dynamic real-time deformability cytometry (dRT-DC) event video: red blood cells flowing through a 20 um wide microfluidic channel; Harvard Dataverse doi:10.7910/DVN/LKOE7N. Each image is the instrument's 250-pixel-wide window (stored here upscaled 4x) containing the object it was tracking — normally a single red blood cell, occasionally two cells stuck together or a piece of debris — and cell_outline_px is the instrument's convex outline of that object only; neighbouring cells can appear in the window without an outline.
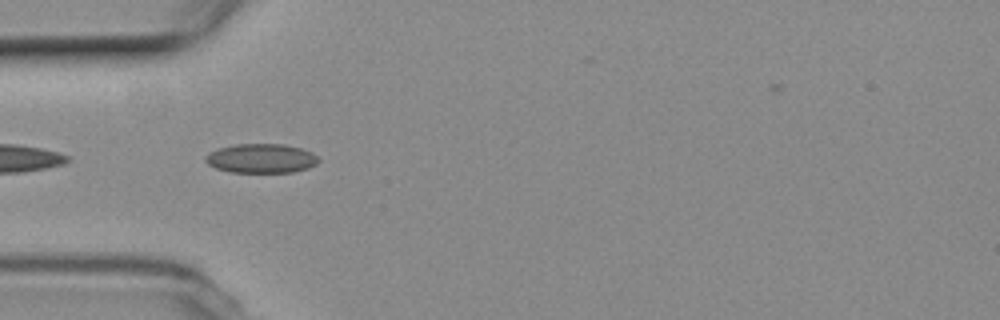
{"species": "common noctule bat (a hibernating species)", "species_latin": "Nyctalus noctula", "temperature_condition": "room temperature", "stored_images_in_passage": 18, "camera_frame_rate_fps": 3000, "um_per_image_px": 0.085, "animal": {"sex": "female", "body_mass_g": 19.3, "forearm_length_mm": 54.1}, "frame": {"image": 1, "passage_image": 12, "time_ms": 3.667, "image_size_px": [1000, 320], "cell_outline_px": [[320, 160], [316, 164], [308, 168], [292, 172], [232, 172], [216, 168], [208, 164], [204, 160], [204, 156], [220, 148], [236, 144], [284, 144], [300, 148], [312, 152]], "centroid_in_image_um": [22.21, 13.46], "position_along_channel_um": 62.8, "area_um2": 19.13}}
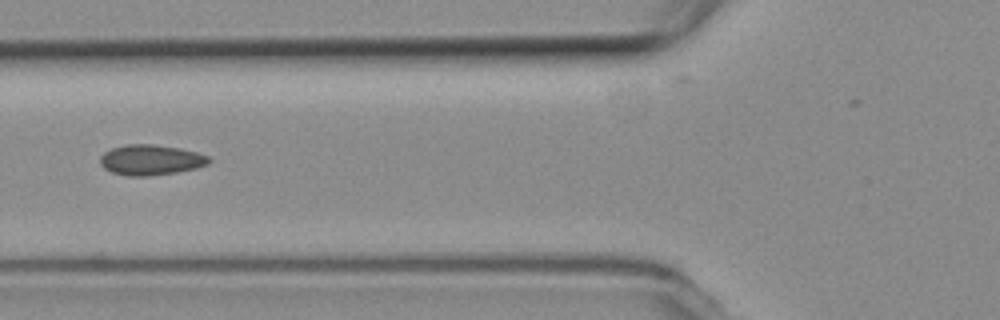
{"frame": {"image": 2, "passage_image": 16, "time_ms": 5.0, "image_size_px": [1000, 320], "cell_outline_px": [[212, 160], [208, 164], [196, 168], [176, 172], [148, 176], [128, 176], [112, 172], [104, 168], [100, 164], [100, 156], [104, 152], [112, 148], [128, 144], [152, 144], [180, 148], [196, 152], [208, 156]], "centroid_in_image_um": [12.81, 13.59], "position_along_channel_um": 113.0, "area_um2": 19.25}}